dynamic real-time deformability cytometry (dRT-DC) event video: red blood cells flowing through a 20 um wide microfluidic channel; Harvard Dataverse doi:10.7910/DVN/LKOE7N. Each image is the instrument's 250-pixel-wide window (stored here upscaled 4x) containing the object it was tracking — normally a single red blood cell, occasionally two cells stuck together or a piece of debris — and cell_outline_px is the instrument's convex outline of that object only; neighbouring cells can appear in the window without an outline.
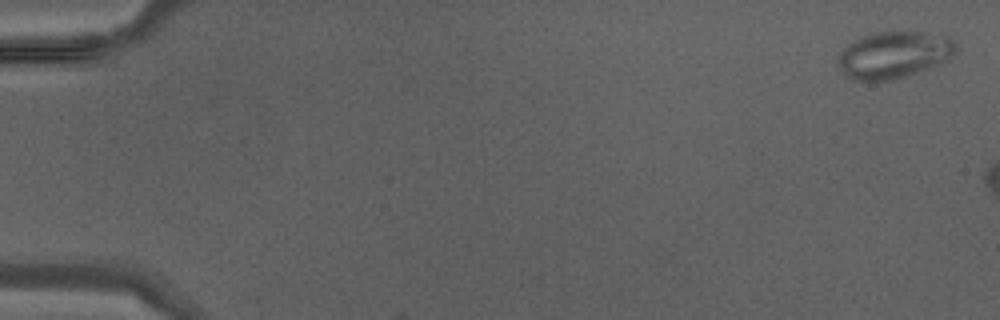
{"species": "Egyptian fruit bat (a non-hibernating species)", "species_latin": "Rousettus aegyptiacus", "temperature_condition": "warm", "stored_images_in_passage": 9, "camera_frame_rate_fps": 3000, "um_per_image_px": 0.085, "animal": {"sex": "male"}, "frame": {"image": 1, "passage_image": 2, "time_ms": 0.333, "image_size_px": [1000, 320], "cell_outline_px": [[956, 52], [948, 60], [940, 64], [892, 80], [852, 80], [844, 76], [836, 60], [840, 52], [848, 44], [872, 32], [924, 32], [948, 36], [956, 40]], "centroid_in_image_um": [75.99, 4.66], "position_along_channel_um": 9.0, "area_um2": 32.25}}